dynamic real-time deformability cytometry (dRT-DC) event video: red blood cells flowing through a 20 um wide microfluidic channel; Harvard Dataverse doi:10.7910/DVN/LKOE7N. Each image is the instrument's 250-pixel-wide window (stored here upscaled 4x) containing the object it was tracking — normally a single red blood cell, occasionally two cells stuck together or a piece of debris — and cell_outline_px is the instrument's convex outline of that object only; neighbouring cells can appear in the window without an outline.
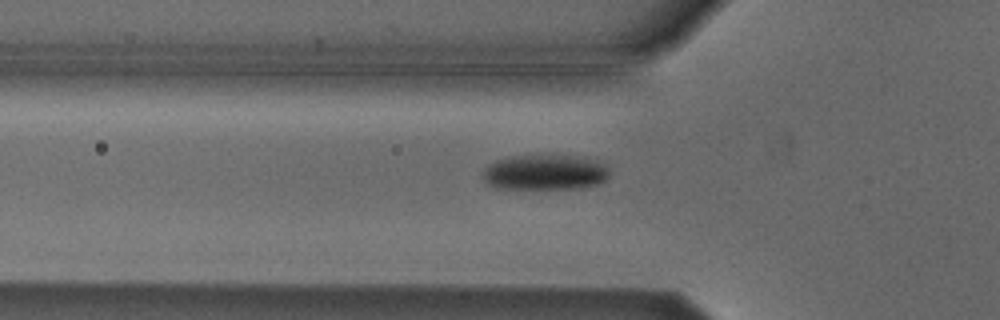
{"species": "Egyptian fruit bat (a non-hibernating species)", "species_latin": "Rousettus aegyptiacus", "temperature_condition": "cold", "stored_images_in_passage": 6, "camera_frame_rate_fps": 3000, "um_per_image_px": 0.085, "animal": {"sex": "male"}, "frame": {"image": 1, "passage_image": 6, "time_ms": 6.667, "image_size_px": [1000, 320], "cell_outline_px": [[608, 176], [600, 184], [584, 188], [496, 188], [488, 184], [484, 180], [484, 172], [488, 164], [496, 160], [512, 156], [568, 156], [588, 160], [604, 164], [608, 172]], "centroid_in_image_um": [46.28, 14.67], "position_along_channel_um": 79.5, "area_um2": 25.43}}